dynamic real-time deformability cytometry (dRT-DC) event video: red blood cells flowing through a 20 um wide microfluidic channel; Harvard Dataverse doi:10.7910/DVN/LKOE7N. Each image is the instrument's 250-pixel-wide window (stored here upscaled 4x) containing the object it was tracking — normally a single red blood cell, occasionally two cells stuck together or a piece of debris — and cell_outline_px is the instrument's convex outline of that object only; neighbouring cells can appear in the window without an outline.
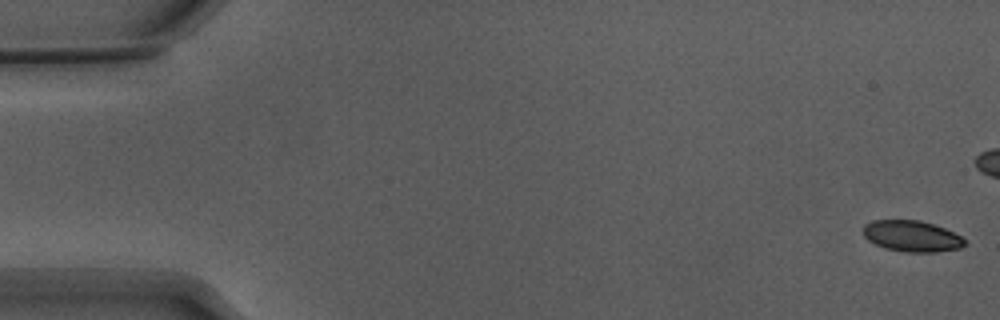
{"species": "Egyptian fruit bat (a non-hibernating species)", "species_latin": "Rousettus aegyptiacus", "temperature_condition": "warm", "stored_images_in_passage": 55, "camera_frame_rate_fps": 3000, "um_per_image_px": 0.085, "animal": {"sex": "male"}, "frame": {"image": 1, "passage_image": 1, "time_ms": 0.0, "image_size_px": [1000, 320], "cell_outline_px": [[968, 244], [960, 248], [936, 252], [904, 252], [884, 248], [868, 240], [864, 236], [864, 224], [872, 220], [920, 220], [944, 228], [960, 236]], "centroid_in_image_um": [77.5, 20.07], "position_along_channel_um": 7.5, "area_um2": 18.38}}
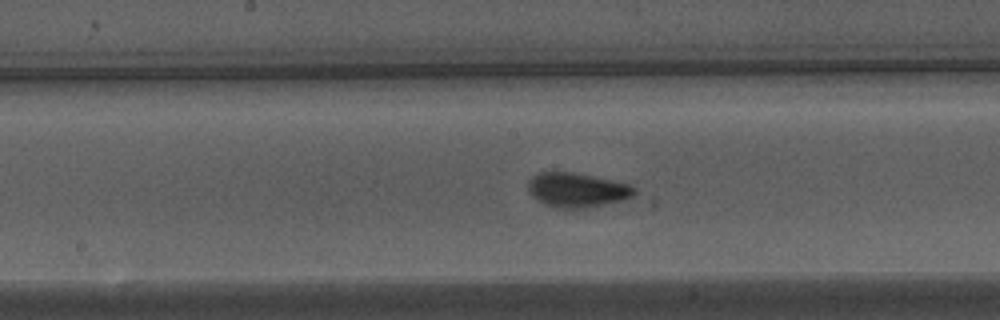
{"frame": {"image": 2, "passage_image": 28, "time_ms": 9.0, "image_size_px": [1000, 320], "cell_outline_px": [[636, 192], [632, 196], [624, 200], [564, 212], [552, 208], [544, 204], [532, 196], [528, 192], [528, 180], [536, 172], [572, 172], [612, 180], [628, 184], [636, 188]], "centroid_in_image_um": [48.99, 16.18], "position_along_channel_um": 199.2, "area_um2": 21.85}}
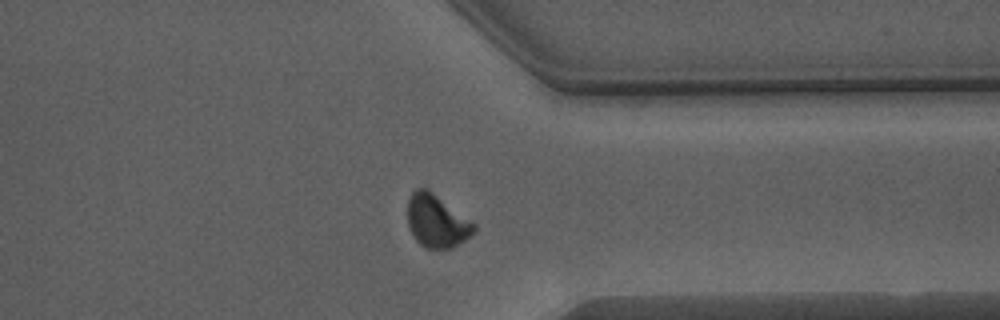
{"frame": {"image": 3, "passage_image": 42, "time_ms": 13.667, "image_size_px": [1000, 320], "cell_outline_px": [[476, 232], [452, 248], [424, 248], [412, 236], [408, 224], [408, 196], [416, 188], [424, 188], [432, 192], [476, 224]], "centroid_in_image_um": [37.11, 18.8], "position_along_channel_um": 374.3, "area_um2": 20.35}, "authors_computed_cell_mechanics": {"area_um2": 19.8254, "velocity_mm_per_s": 3.8415, "shape_relaxation_time_tau1_ms": 2.4161, "shape_relaxation_time_tau2_ms": 0.8855, "deformation_change_tau1": 0.1002, "deformation_change_tau2": 0.0337}}